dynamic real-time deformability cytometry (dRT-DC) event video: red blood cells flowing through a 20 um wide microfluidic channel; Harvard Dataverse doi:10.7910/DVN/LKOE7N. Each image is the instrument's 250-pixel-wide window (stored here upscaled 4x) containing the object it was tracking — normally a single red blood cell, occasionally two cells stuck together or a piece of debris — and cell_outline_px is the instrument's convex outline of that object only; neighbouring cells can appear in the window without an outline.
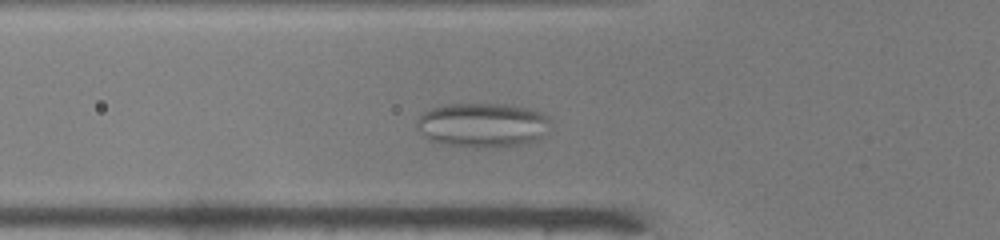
{"species": "common noctule bat (a hibernating species)", "species_latin": "Nyctalus noctula", "temperature_condition": "warm", "stored_images_in_passage": 42, "camera_frame_rate_fps": 3000, "um_per_image_px": 0.085, "animal": {"sex": "male", "body_mass_g": 19.0, "forearm_length_mm": 50.8}, "frame": {"image": 1, "passage_image": 9, "time_ms": 2.667, "image_size_px": [1000, 240], "cell_outline_px": [[552, 124], [536, 140], [528, 144], [476, 148], [440, 144], [428, 140], [416, 128], [416, 120], [424, 112], [432, 108], [444, 104], [508, 104], [528, 108], [540, 112], [548, 116], [552, 120]], "centroid_in_image_um": [41.0, 10.63], "position_along_channel_um": 84.8, "area_um2": 35.03}}
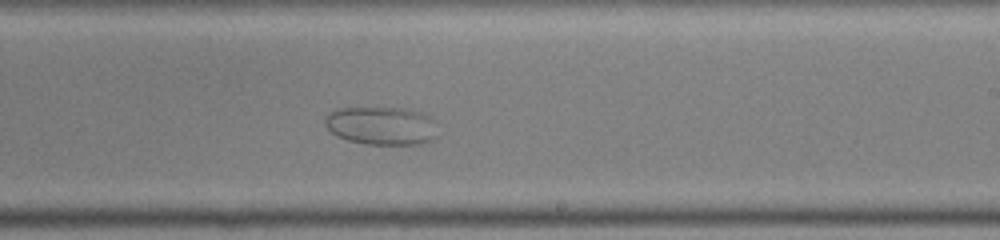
{"frame": {"image": 2, "passage_image": 22, "time_ms": 7.0, "image_size_px": [1000, 240], "cell_outline_px": [[432, 140], [416, 144], [364, 144], [348, 140], [336, 136], [324, 124], [324, 120], [332, 112], [340, 108], [404, 108], [420, 112], [424, 116]], "centroid_in_image_um": [32.22, 10.69], "position_along_channel_um": 256.8, "area_um2": 23.76}}
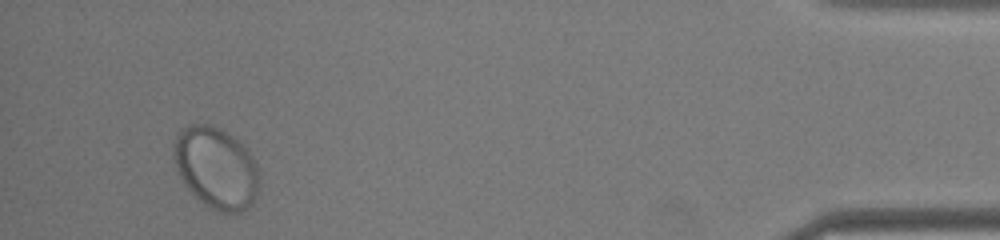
{"frame": {"image": 3, "passage_image": 39, "time_ms": 12.667, "image_size_px": [1000, 240], "cell_outline_px": [[260, 184], [256, 196], [252, 204], [248, 208], [240, 212], [228, 216], [216, 212], [204, 204], [188, 188], [180, 176], [176, 168], [176, 136], [180, 128], [188, 124], [208, 124], [228, 132], [252, 156], [256, 164], [260, 180]], "centroid_in_image_um": [18.41, 14.32], "position_along_channel_um": 416.8, "area_um2": 40.58}}